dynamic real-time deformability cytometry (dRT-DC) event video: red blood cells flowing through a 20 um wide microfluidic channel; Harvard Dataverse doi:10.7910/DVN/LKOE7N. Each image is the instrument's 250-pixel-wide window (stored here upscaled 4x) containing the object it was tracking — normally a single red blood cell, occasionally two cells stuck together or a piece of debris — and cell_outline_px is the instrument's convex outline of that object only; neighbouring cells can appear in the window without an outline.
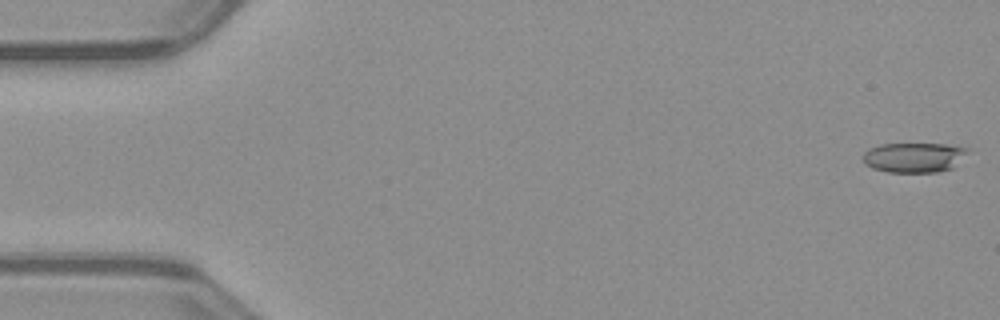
{"species": "common noctule bat (a hibernating species)", "species_latin": "Nyctalus noctula", "temperature_condition": "warm", "stored_images_in_passage": 52, "camera_frame_rate_fps": 3000, "um_per_image_px": 0.085, "animal": {"sex": "male", "body_mass_g": 23.1, "forearm_length_mm": 52.7}, "frame": {"image": 1, "passage_image": 1, "time_ms": 0.0, "image_size_px": [1000, 320], "cell_outline_px": [[968, 152], [952, 168], [936, 172], [888, 172], [872, 168], [864, 164], [864, 152], [868, 148], [880, 144], [944, 144], [968, 148]], "centroid_in_image_um": [77.65, 13.38], "position_along_channel_um": 7.3, "area_um2": 18.15}}
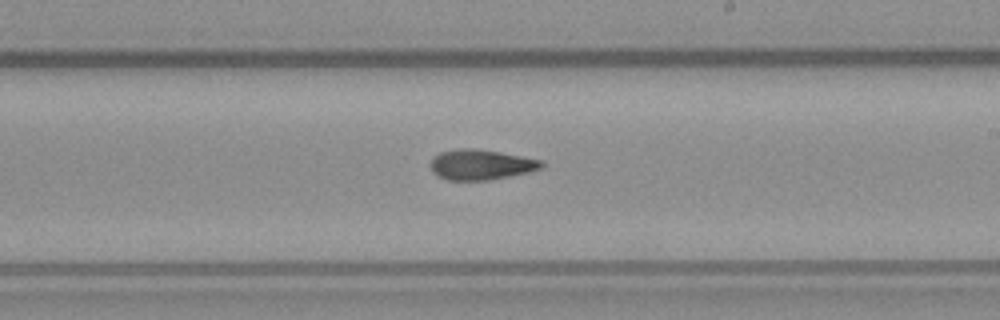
{"frame": {"image": 2, "passage_image": 30, "time_ms": 9.667, "image_size_px": [1000, 320], "cell_outline_px": [[544, 164], [540, 168], [528, 172], [488, 180], [448, 180], [440, 176], [432, 168], [432, 156], [440, 152], [460, 148], [476, 148], [500, 152], [544, 160]], "centroid_in_image_um": [40.91, 13.97], "position_along_channel_um": 248.1, "area_um2": 19.36}}
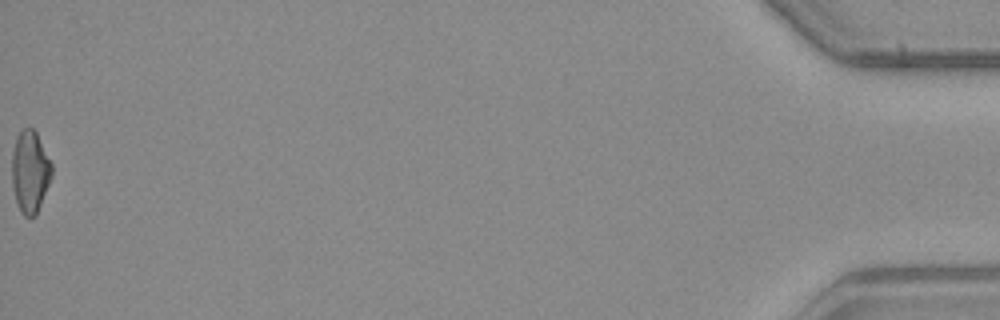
{"frame": {"image": 3, "passage_image": 52, "time_ms": 17.0, "image_size_px": [1000, 320], "cell_outline_px": [[52, 176], [36, 216], [24, 216], [20, 212], [16, 204], [12, 184], [12, 152], [16, 136], [24, 128], [32, 128], [36, 132], [52, 164]], "centroid_in_image_um": [2.54, 14.62], "position_along_channel_um": 432.7, "area_um2": 19.13}, "authors_computed_cell_mechanics": {"area_um2": 19.1896, "velocity_mm_per_s": 4.0206, "shape_relaxation_time_tau1_ms": 7.4393, "shape_relaxation_time_tau2_ms": 2.8571, "deformation_change_tau1": 0.1874, "deformation_change_tau2": 0.1136}}